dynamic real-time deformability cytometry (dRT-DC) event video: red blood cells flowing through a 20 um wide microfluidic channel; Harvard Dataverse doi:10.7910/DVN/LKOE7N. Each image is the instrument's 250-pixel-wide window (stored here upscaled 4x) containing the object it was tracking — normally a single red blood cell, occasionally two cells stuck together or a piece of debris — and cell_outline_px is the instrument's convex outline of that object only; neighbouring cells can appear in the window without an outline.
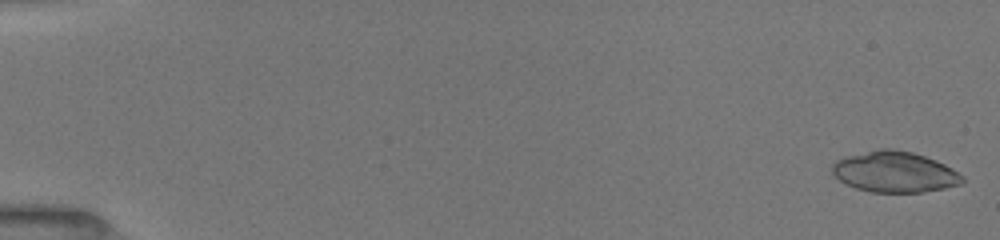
{"species": "common noctule bat (a hibernating species)", "species_latin": "Nyctalus noctula", "temperature_condition": "room temperature", "stored_images_in_passage": 43, "camera_frame_rate_fps": 3000, "um_per_image_px": 0.085, "animal": {"sex": "female", "body_mass_g": 19.5, "forearm_length_mm": 54.1}, "frame": {"image": 1, "passage_image": 1, "time_ms": 0.0, "image_size_px": [1000, 240], "cell_outline_px": [[964, 180], [960, 184], [944, 188], [924, 192], [872, 192], [856, 188], [840, 180], [832, 172], [832, 164], [836, 160], [844, 156], [880, 148], [892, 148], [912, 152], [936, 160], [944, 164], [964, 176]], "centroid_in_image_um": [76.04, 14.6], "position_along_channel_um": 9.0, "area_um2": 30.92}}
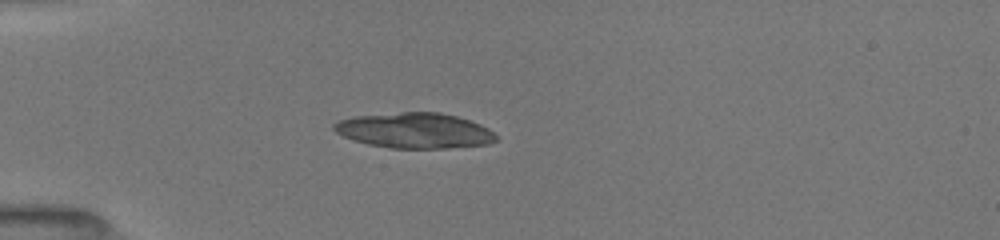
{"frame": {"image": 2, "passage_image": 12, "time_ms": 4.667, "image_size_px": [1000, 240], "cell_outline_px": [[496, 140], [488, 144], [448, 148], [388, 148], [368, 144], [352, 140], [336, 132], [332, 128], [332, 124], [340, 120], [356, 116], [400, 112], [440, 112], [456, 116], [480, 124], [488, 128], [496, 136]], "centroid_in_image_um": [35.22, 11.1], "position_along_channel_um": 49.8, "area_um2": 33.35}}